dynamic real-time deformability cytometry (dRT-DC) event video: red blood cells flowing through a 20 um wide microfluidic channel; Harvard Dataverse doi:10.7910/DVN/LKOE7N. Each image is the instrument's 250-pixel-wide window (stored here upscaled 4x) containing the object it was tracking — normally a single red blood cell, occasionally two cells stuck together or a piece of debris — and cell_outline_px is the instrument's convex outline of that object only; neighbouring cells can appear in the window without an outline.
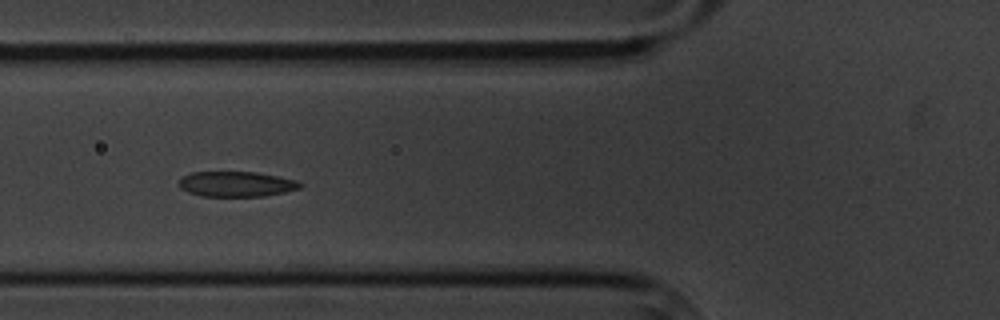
{"species": "common noctule bat (a hibernating species)", "species_latin": "Nyctalus noctula", "temperature_condition": "cold", "stored_images_in_passage": 8, "camera_frame_rate_fps": 3000, "um_per_image_px": 0.085, "animal": {"sex": "male", "body_mass_g": 20.1, "forearm_length_mm": 53.5}, "frame": {"image": 1, "passage_image": 6, "time_ms": 5.667, "image_size_px": [1000, 320], "cell_outline_px": [[304, 184], [300, 188], [284, 192], [264, 196], [200, 196], [188, 192], [180, 188], [180, 176], [192, 172], [256, 172], [300, 180]], "centroid_in_image_um": [20.11, 15.64], "position_along_channel_um": 105.7, "area_um2": 17.98}}
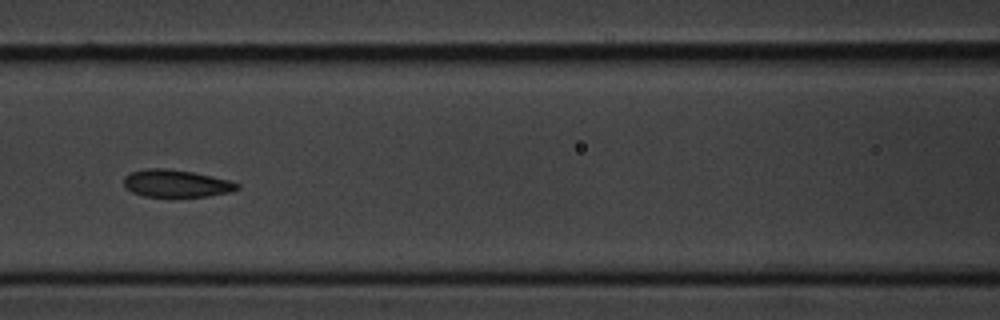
{"frame": {"image": 2, "passage_image": 7, "time_ms": 7.0, "image_size_px": [1000, 320], "cell_outline_px": [[240, 188], [228, 192], [208, 196], [144, 196], [132, 192], [124, 188], [124, 176], [132, 172], [148, 168], [168, 168], [192, 172], [212, 176], [228, 180], [240, 184]], "centroid_in_image_um": [14.95, 15.58], "position_along_channel_um": 151.6, "area_um2": 17.98}}
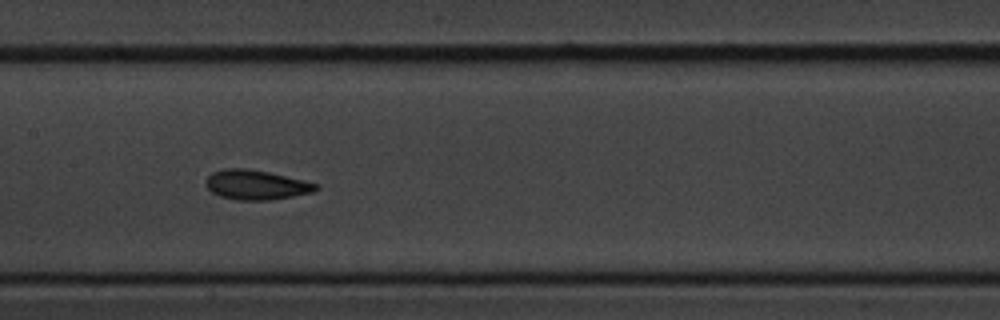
{"frame": {"image": 3, "passage_image": 8, "time_ms": 8.0, "image_size_px": [1000, 320], "cell_outline_px": [[320, 188], [312, 192], [272, 200], [240, 200], [220, 196], [212, 192], [204, 184], [204, 180], [212, 172], [224, 168], [244, 168], [268, 172], [304, 180], [320, 184]], "centroid_in_image_um": [21.76, 15.7], "position_along_channel_um": 185.6, "area_um2": 19.07}}